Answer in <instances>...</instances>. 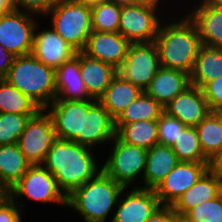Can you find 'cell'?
Listing matches in <instances>:
<instances>
[{
    "label": "cell",
    "instance_id": "cell-1",
    "mask_svg": "<svg viewBox=\"0 0 222 222\" xmlns=\"http://www.w3.org/2000/svg\"><path fill=\"white\" fill-rule=\"evenodd\" d=\"M91 150L75 141L57 138L47 152L42 165L54 175L67 196L102 170Z\"/></svg>",
    "mask_w": 222,
    "mask_h": 222
},
{
    "label": "cell",
    "instance_id": "cell-2",
    "mask_svg": "<svg viewBox=\"0 0 222 222\" xmlns=\"http://www.w3.org/2000/svg\"><path fill=\"white\" fill-rule=\"evenodd\" d=\"M154 43L160 67L191 74L202 43L196 25L188 15L178 22L160 24Z\"/></svg>",
    "mask_w": 222,
    "mask_h": 222
},
{
    "label": "cell",
    "instance_id": "cell-3",
    "mask_svg": "<svg viewBox=\"0 0 222 222\" xmlns=\"http://www.w3.org/2000/svg\"><path fill=\"white\" fill-rule=\"evenodd\" d=\"M124 190H128L127 187L101 170L67 196V206L80 213L85 222H106L107 216L118 203Z\"/></svg>",
    "mask_w": 222,
    "mask_h": 222
},
{
    "label": "cell",
    "instance_id": "cell-4",
    "mask_svg": "<svg viewBox=\"0 0 222 222\" xmlns=\"http://www.w3.org/2000/svg\"><path fill=\"white\" fill-rule=\"evenodd\" d=\"M41 109L57 96L55 69L45 65L32 54L16 56L5 78Z\"/></svg>",
    "mask_w": 222,
    "mask_h": 222
},
{
    "label": "cell",
    "instance_id": "cell-5",
    "mask_svg": "<svg viewBox=\"0 0 222 222\" xmlns=\"http://www.w3.org/2000/svg\"><path fill=\"white\" fill-rule=\"evenodd\" d=\"M52 28L78 52L82 51L92 30L91 7L73 0H57L46 16Z\"/></svg>",
    "mask_w": 222,
    "mask_h": 222
},
{
    "label": "cell",
    "instance_id": "cell-6",
    "mask_svg": "<svg viewBox=\"0 0 222 222\" xmlns=\"http://www.w3.org/2000/svg\"><path fill=\"white\" fill-rule=\"evenodd\" d=\"M159 1L148 0L121 8L118 32L130 43H150L156 39L161 21L157 13Z\"/></svg>",
    "mask_w": 222,
    "mask_h": 222
},
{
    "label": "cell",
    "instance_id": "cell-7",
    "mask_svg": "<svg viewBox=\"0 0 222 222\" xmlns=\"http://www.w3.org/2000/svg\"><path fill=\"white\" fill-rule=\"evenodd\" d=\"M7 195L14 201L18 200L17 197L25 196L37 202L61 203L67 206V195L59 187L54 175L42 164L30 165Z\"/></svg>",
    "mask_w": 222,
    "mask_h": 222
},
{
    "label": "cell",
    "instance_id": "cell-8",
    "mask_svg": "<svg viewBox=\"0 0 222 222\" xmlns=\"http://www.w3.org/2000/svg\"><path fill=\"white\" fill-rule=\"evenodd\" d=\"M102 170L124 187L130 184L143 172L144 176L148 150L127 144L117 136Z\"/></svg>",
    "mask_w": 222,
    "mask_h": 222
},
{
    "label": "cell",
    "instance_id": "cell-9",
    "mask_svg": "<svg viewBox=\"0 0 222 222\" xmlns=\"http://www.w3.org/2000/svg\"><path fill=\"white\" fill-rule=\"evenodd\" d=\"M40 109L26 124L18 139L20 151L31 165L42 164L57 139L50 115Z\"/></svg>",
    "mask_w": 222,
    "mask_h": 222
},
{
    "label": "cell",
    "instance_id": "cell-10",
    "mask_svg": "<svg viewBox=\"0 0 222 222\" xmlns=\"http://www.w3.org/2000/svg\"><path fill=\"white\" fill-rule=\"evenodd\" d=\"M159 68V55L154 42L131 43L117 72L123 79L145 91Z\"/></svg>",
    "mask_w": 222,
    "mask_h": 222
},
{
    "label": "cell",
    "instance_id": "cell-11",
    "mask_svg": "<svg viewBox=\"0 0 222 222\" xmlns=\"http://www.w3.org/2000/svg\"><path fill=\"white\" fill-rule=\"evenodd\" d=\"M34 14L12 10L0 15V44L14 56L32 52L34 30L38 21Z\"/></svg>",
    "mask_w": 222,
    "mask_h": 222
},
{
    "label": "cell",
    "instance_id": "cell-12",
    "mask_svg": "<svg viewBox=\"0 0 222 222\" xmlns=\"http://www.w3.org/2000/svg\"><path fill=\"white\" fill-rule=\"evenodd\" d=\"M210 168V162H179L154 189L161 205L172 206Z\"/></svg>",
    "mask_w": 222,
    "mask_h": 222
},
{
    "label": "cell",
    "instance_id": "cell-13",
    "mask_svg": "<svg viewBox=\"0 0 222 222\" xmlns=\"http://www.w3.org/2000/svg\"><path fill=\"white\" fill-rule=\"evenodd\" d=\"M96 100L65 101L54 100L45 108L52 120L56 137L78 143V134H82L83 112Z\"/></svg>",
    "mask_w": 222,
    "mask_h": 222
},
{
    "label": "cell",
    "instance_id": "cell-14",
    "mask_svg": "<svg viewBox=\"0 0 222 222\" xmlns=\"http://www.w3.org/2000/svg\"><path fill=\"white\" fill-rule=\"evenodd\" d=\"M130 44L119 32L92 31L82 52L118 70L127 55Z\"/></svg>",
    "mask_w": 222,
    "mask_h": 222
},
{
    "label": "cell",
    "instance_id": "cell-15",
    "mask_svg": "<svg viewBox=\"0 0 222 222\" xmlns=\"http://www.w3.org/2000/svg\"><path fill=\"white\" fill-rule=\"evenodd\" d=\"M164 112L185 126L196 127L211 110L202 90L191 84L164 107Z\"/></svg>",
    "mask_w": 222,
    "mask_h": 222
},
{
    "label": "cell",
    "instance_id": "cell-16",
    "mask_svg": "<svg viewBox=\"0 0 222 222\" xmlns=\"http://www.w3.org/2000/svg\"><path fill=\"white\" fill-rule=\"evenodd\" d=\"M161 206L153 189L138 186L118 200L111 222H146Z\"/></svg>",
    "mask_w": 222,
    "mask_h": 222
},
{
    "label": "cell",
    "instance_id": "cell-17",
    "mask_svg": "<svg viewBox=\"0 0 222 222\" xmlns=\"http://www.w3.org/2000/svg\"><path fill=\"white\" fill-rule=\"evenodd\" d=\"M115 136V120L96 100L87 112H83L82 134H78V143L92 149L99 143H111Z\"/></svg>",
    "mask_w": 222,
    "mask_h": 222
},
{
    "label": "cell",
    "instance_id": "cell-18",
    "mask_svg": "<svg viewBox=\"0 0 222 222\" xmlns=\"http://www.w3.org/2000/svg\"><path fill=\"white\" fill-rule=\"evenodd\" d=\"M50 28L37 33L35 27L31 54L45 65L57 69L64 62L72 59L78 51L51 26Z\"/></svg>",
    "mask_w": 222,
    "mask_h": 222
},
{
    "label": "cell",
    "instance_id": "cell-19",
    "mask_svg": "<svg viewBox=\"0 0 222 222\" xmlns=\"http://www.w3.org/2000/svg\"><path fill=\"white\" fill-rule=\"evenodd\" d=\"M57 96L55 100H96L89 93L80 74L79 52L55 69Z\"/></svg>",
    "mask_w": 222,
    "mask_h": 222
},
{
    "label": "cell",
    "instance_id": "cell-20",
    "mask_svg": "<svg viewBox=\"0 0 222 222\" xmlns=\"http://www.w3.org/2000/svg\"><path fill=\"white\" fill-rule=\"evenodd\" d=\"M190 85V74L177 69L160 67L144 92L164 108Z\"/></svg>",
    "mask_w": 222,
    "mask_h": 222
},
{
    "label": "cell",
    "instance_id": "cell-21",
    "mask_svg": "<svg viewBox=\"0 0 222 222\" xmlns=\"http://www.w3.org/2000/svg\"><path fill=\"white\" fill-rule=\"evenodd\" d=\"M220 176L209 168L201 178L172 205L174 213L182 218L189 210L218 196Z\"/></svg>",
    "mask_w": 222,
    "mask_h": 222
},
{
    "label": "cell",
    "instance_id": "cell-22",
    "mask_svg": "<svg viewBox=\"0 0 222 222\" xmlns=\"http://www.w3.org/2000/svg\"><path fill=\"white\" fill-rule=\"evenodd\" d=\"M196 6L187 15L196 25L202 45L222 48V9L201 3Z\"/></svg>",
    "mask_w": 222,
    "mask_h": 222
},
{
    "label": "cell",
    "instance_id": "cell-23",
    "mask_svg": "<svg viewBox=\"0 0 222 222\" xmlns=\"http://www.w3.org/2000/svg\"><path fill=\"white\" fill-rule=\"evenodd\" d=\"M179 162L171 146L161 144L152 146L147 152L143 176L145 184L141 188L154 190Z\"/></svg>",
    "mask_w": 222,
    "mask_h": 222
},
{
    "label": "cell",
    "instance_id": "cell-24",
    "mask_svg": "<svg viewBox=\"0 0 222 222\" xmlns=\"http://www.w3.org/2000/svg\"><path fill=\"white\" fill-rule=\"evenodd\" d=\"M80 74L88 93L98 100L110 85L112 79L118 74L112 65L91 58L79 51Z\"/></svg>",
    "mask_w": 222,
    "mask_h": 222
},
{
    "label": "cell",
    "instance_id": "cell-25",
    "mask_svg": "<svg viewBox=\"0 0 222 222\" xmlns=\"http://www.w3.org/2000/svg\"><path fill=\"white\" fill-rule=\"evenodd\" d=\"M143 92L141 88L117 74L98 101L110 113L111 117L116 120Z\"/></svg>",
    "mask_w": 222,
    "mask_h": 222
},
{
    "label": "cell",
    "instance_id": "cell-26",
    "mask_svg": "<svg viewBox=\"0 0 222 222\" xmlns=\"http://www.w3.org/2000/svg\"><path fill=\"white\" fill-rule=\"evenodd\" d=\"M30 165L18 144L0 145V188L8 192Z\"/></svg>",
    "mask_w": 222,
    "mask_h": 222
},
{
    "label": "cell",
    "instance_id": "cell-27",
    "mask_svg": "<svg viewBox=\"0 0 222 222\" xmlns=\"http://www.w3.org/2000/svg\"><path fill=\"white\" fill-rule=\"evenodd\" d=\"M218 77H222V48L202 45L190 74V82L201 89Z\"/></svg>",
    "mask_w": 222,
    "mask_h": 222
},
{
    "label": "cell",
    "instance_id": "cell-28",
    "mask_svg": "<svg viewBox=\"0 0 222 222\" xmlns=\"http://www.w3.org/2000/svg\"><path fill=\"white\" fill-rule=\"evenodd\" d=\"M116 136L127 144L148 150L159 144L157 120H142L123 124L116 131Z\"/></svg>",
    "mask_w": 222,
    "mask_h": 222
},
{
    "label": "cell",
    "instance_id": "cell-29",
    "mask_svg": "<svg viewBox=\"0 0 222 222\" xmlns=\"http://www.w3.org/2000/svg\"><path fill=\"white\" fill-rule=\"evenodd\" d=\"M163 113L164 108L143 92L115 120V130L117 131L123 124L142 120H158Z\"/></svg>",
    "mask_w": 222,
    "mask_h": 222
},
{
    "label": "cell",
    "instance_id": "cell-30",
    "mask_svg": "<svg viewBox=\"0 0 222 222\" xmlns=\"http://www.w3.org/2000/svg\"><path fill=\"white\" fill-rule=\"evenodd\" d=\"M41 108L7 80L0 79V113L36 114Z\"/></svg>",
    "mask_w": 222,
    "mask_h": 222
},
{
    "label": "cell",
    "instance_id": "cell-31",
    "mask_svg": "<svg viewBox=\"0 0 222 222\" xmlns=\"http://www.w3.org/2000/svg\"><path fill=\"white\" fill-rule=\"evenodd\" d=\"M195 128L203 154L211 161L222 150V125L211 111Z\"/></svg>",
    "mask_w": 222,
    "mask_h": 222
},
{
    "label": "cell",
    "instance_id": "cell-32",
    "mask_svg": "<svg viewBox=\"0 0 222 222\" xmlns=\"http://www.w3.org/2000/svg\"><path fill=\"white\" fill-rule=\"evenodd\" d=\"M171 147L180 162H211L203 154L198 131L195 127L187 126Z\"/></svg>",
    "mask_w": 222,
    "mask_h": 222
},
{
    "label": "cell",
    "instance_id": "cell-33",
    "mask_svg": "<svg viewBox=\"0 0 222 222\" xmlns=\"http://www.w3.org/2000/svg\"><path fill=\"white\" fill-rule=\"evenodd\" d=\"M121 8V5L109 0L92 6V30L99 32H118Z\"/></svg>",
    "mask_w": 222,
    "mask_h": 222
},
{
    "label": "cell",
    "instance_id": "cell-34",
    "mask_svg": "<svg viewBox=\"0 0 222 222\" xmlns=\"http://www.w3.org/2000/svg\"><path fill=\"white\" fill-rule=\"evenodd\" d=\"M34 115L0 113V145L17 144L27 122Z\"/></svg>",
    "mask_w": 222,
    "mask_h": 222
},
{
    "label": "cell",
    "instance_id": "cell-35",
    "mask_svg": "<svg viewBox=\"0 0 222 222\" xmlns=\"http://www.w3.org/2000/svg\"><path fill=\"white\" fill-rule=\"evenodd\" d=\"M181 219L185 222H222V203L217 196L189 210Z\"/></svg>",
    "mask_w": 222,
    "mask_h": 222
},
{
    "label": "cell",
    "instance_id": "cell-36",
    "mask_svg": "<svg viewBox=\"0 0 222 222\" xmlns=\"http://www.w3.org/2000/svg\"><path fill=\"white\" fill-rule=\"evenodd\" d=\"M159 144L172 146L181 132L187 127L180 120L168 116L165 112L157 120Z\"/></svg>",
    "mask_w": 222,
    "mask_h": 222
},
{
    "label": "cell",
    "instance_id": "cell-37",
    "mask_svg": "<svg viewBox=\"0 0 222 222\" xmlns=\"http://www.w3.org/2000/svg\"><path fill=\"white\" fill-rule=\"evenodd\" d=\"M14 10L46 16L57 0H11ZM22 8V9H21Z\"/></svg>",
    "mask_w": 222,
    "mask_h": 222
},
{
    "label": "cell",
    "instance_id": "cell-38",
    "mask_svg": "<svg viewBox=\"0 0 222 222\" xmlns=\"http://www.w3.org/2000/svg\"><path fill=\"white\" fill-rule=\"evenodd\" d=\"M201 90L211 111L222 109V77L206 83Z\"/></svg>",
    "mask_w": 222,
    "mask_h": 222
},
{
    "label": "cell",
    "instance_id": "cell-39",
    "mask_svg": "<svg viewBox=\"0 0 222 222\" xmlns=\"http://www.w3.org/2000/svg\"><path fill=\"white\" fill-rule=\"evenodd\" d=\"M23 205L19 204L18 201L12 200L8 195H6L0 201V222H22L21 221V208Z\"/></svg>",
    "mask_w": 222,
    "mask_h": 222
},
{
    "label": "cell",
    "instance_id": "cell-40",
    "mask_svg": "<svg viewBox=\"0 0 222 222\" xmlns=\"http://www.w3.org/2000/svg\"><path fill=\"white\" fill-rule=\"evenodd\" d=\"M178 218L172 206L162 205L146 222H177Z\"/></svg>",
    "mask_w": 222,
    "mask_h": 222
},
{
    "label": "cell",
    "instance_id": "cell-41",
    "mask_svg": "<svg viewBox=\"0 0 222 222\" xmlns=\"http://www.w3.org/2000/svg\"><path fill=\"white\" fill-rule=\"evenodd\" d=\"M14 56L12 53L8 52L0 44V79H5L8 75L9 69L13 64Z\"/></svg>",
    "mask_w": 222,
    "mask_h": 222
},
{
    "label": "cell",
    "instance_id": "cell-42",
    "mask_svg": "<svg viewBox=\"0 0 222 222\" xmlns=\"http://www.w3.org/2000/svg\"><path fill=\"white\" fill-rule=\"evenodd\" d=\"M210 168L222 177V150L211 160Z\"/></svg>",
    "mask_w": 222,
    "mask_h": 222
},
{
    "label": "cell",
    "instance_id": "cell-43",
    "mask_svg": "<svg viewBox=\"0 0 222 222\" xmlns=\"http://www.w3.org/2000/svg\"><path fill=\"white\" fill-rule=\"evenodd\" d=\"M14 10L11 0H0V15Z\"/></svg>",
    "mask_w": 222,
    "mask_h": 222
},
{
    "label": "cell",
    "instance_id": "cell-44",
    "mask_svg": "<svg viewBox=\"0 0 222 222\" xmlns=\"http://www.w3.org/2000/svg\"><path fill=\"white\" fill-rule=\"evenodd\" d=\"M109 1L115 2L116 4L123 6V5H136L140 3H145L148 0H109Z\"/></svg>",
    "mask_w": 222,
    "mask_h": 222
},
{
    "label": "cell",
    "instance_id": "cell-45",
    "mask_svg": "<svg viewBox=\"0 0 222 222\" xmlns=\"http://www.w3.org/2000/svg\"><path fill=\"white\" fill-rule=\"evenodd\" d=\"M73 1H76L78 3H82V4H85L87 6H94V5H98L104 1H107V0H73Z\"/></svg>",
    "mask_w": 222,
    "mask_h": 222
},
{
    "label": "cell",
    "instance_id": "cell-46",
    "mask_svg": "<svg viewBox=\"0 0 222 222\" xmlns=\"http://www.w3.org/2000/svg\"><path fill=\"white\" fill-rule=\"evenodd\" d=\"M201 4H207L222 9V0H202Z\"/></svg>",
    "mask_w": 222,
    "mask_h": 222
},
{
    "label": "cell",
    "instance_id": "cell-47",
    "mask_svg": "<svg viewBox=\"0 0 222 222\" xmlns=\"http://www.w3.org/2000/svg\"><path fill=\"white\" fill-rule=\"evenodd\" d=\"M218 198L220 199V201L222 203V177H220V183H219V187H218Z\"/></svg>",
    "mask_w": 222,
    "mask_h": 222
},
{
    "label": "cell",
    "instance_id": "cell-48",
    "mask_svg": "<svg viewBox=\"0 0 222 222\" xmlns=\"http://www.w3.org/2000/svg\"><path fill=\"white\" fill-rule=\"evenodd\" d=\"M213 112L217 115V117H218V119H219V121L222 125V109H218V110H215Z\"/></svg>",
    "mask_w": 222,
    "mask_h": 222
},
{
    "label": "cell",
    "instance_id": "cell-49",
    "mask_svg": "<svg viewBox=\"0 0 222 222\" xmlns=\"http://www.w3.org/2000/svg\"><path fill=\"white\" fill-rule=\"evenodd\" d=\"M7 195V192L0 188V201Z\"/></svg>",
    "mask_w": 222,
    "mask_h": 222
},
{
    "label": "cell",
    "instance_id": "cell-50",
    "mask_svg": "<svg viewBox=\"0 0 222 222\" xmlns=\"http://www.w3.org/2000/svg\"><path fill=\"white\" fill-rule=\"evenodd\" d=\"M177 222H185V221L183 219H181V218H178Z\"/></svg>",
    "mask_w": 222,
    "mask_h": 222
}]
</instances>
